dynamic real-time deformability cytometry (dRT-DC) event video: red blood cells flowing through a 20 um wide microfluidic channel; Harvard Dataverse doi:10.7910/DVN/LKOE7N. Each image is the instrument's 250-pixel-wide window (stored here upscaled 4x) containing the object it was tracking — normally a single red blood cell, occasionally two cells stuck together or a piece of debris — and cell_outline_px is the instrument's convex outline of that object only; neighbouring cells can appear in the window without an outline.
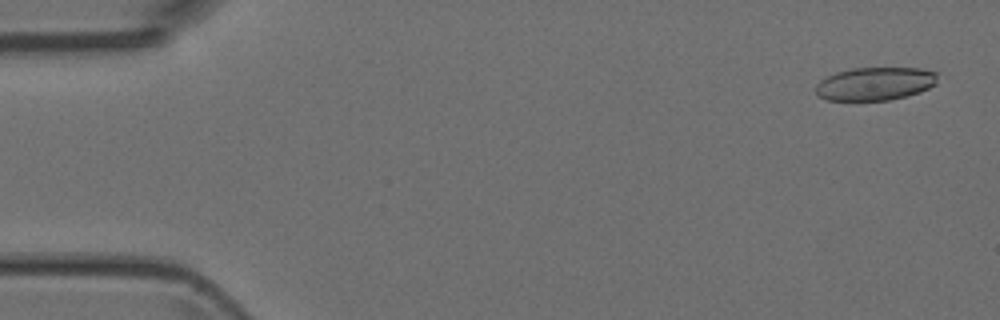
{"species": "Egyptian fruit bat (a non-hibernating species)", "species_latin": "Rousettus aegyptiacus", "temperature_condition": "room temperature", "stored_images_in_passage": 6, "camera_frame_rate_fps": 3000, "um_per_image_px": 0.085, "animal": {"sex": "female"}, "frame": {"image": 1, "passage_image": 1, "time_ms": 0.0, "image_size_px": [1000, 320], "cell_outline_px": [[936, 84], [920, 92], [888, 100], [828, 100], [820, 96], [816, 92], [816, 84], [820, 80], [836, 72], [852, 68], [920, 68], [936, 72]], "centroid_in_image_um": [74.37, 7.11], "position_along_channel_um": 10.6, "area_um2": 23.35}}
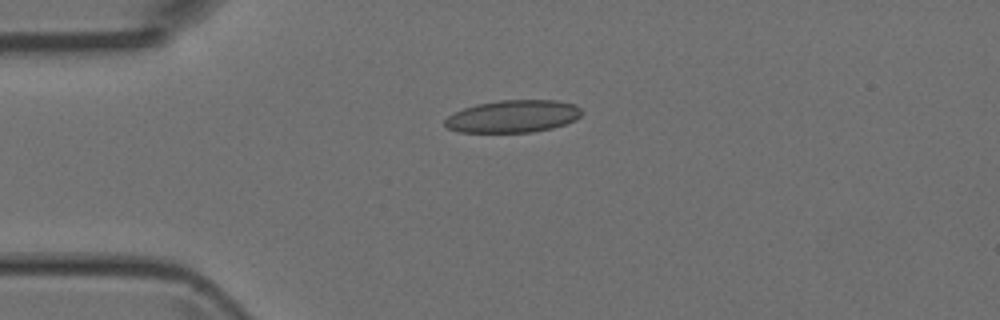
{"frame": {"image": 2, "passage_image": 4, "time_ms": 3.333, "image_size_px": [1000, 320], "cell_outline_px": [[584, 112], [576, 120], [552, 128], [532, 132], [460, 132], [448, 128], [444, 124], [444, 120], [448, 116], [464, 108], [476, 104], [500, 100], [556, 100], [576, 104]], "centroid_in_image_um": [43.64, 9.88], "position_along_channel_um": 41.4, "area_um2": 25.89}}
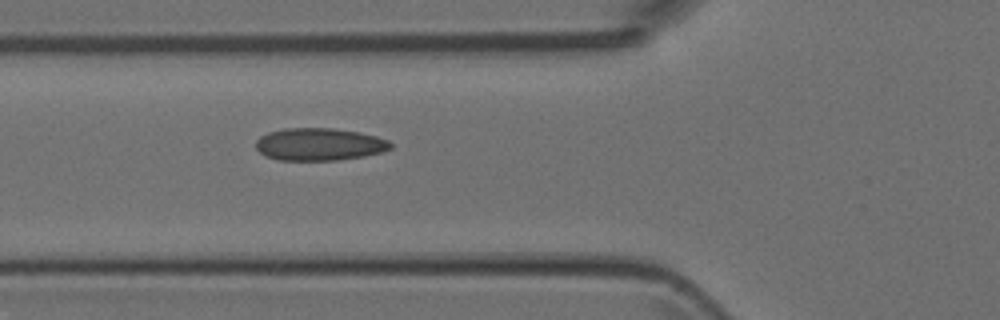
{"frame": {"image": 3, "passage_image": 6, "time_ms": 5.333, "image_size_px": [1000, 320], "cell_outline_px": [[392, 148], [380, 152], [364, 156], [336, 160], [280, 160], [268, 156], [260, 152], [256, 148], [256, 140], [260, 136], [268, 132], [284, 128], [332, 128], [360, 132], [376, 136], [388, 140], [392, 144]], "centroid_in_image_um": [27.14, 12.25], "position_along_channel_um": 98.7, "area_um2": 25.43}}